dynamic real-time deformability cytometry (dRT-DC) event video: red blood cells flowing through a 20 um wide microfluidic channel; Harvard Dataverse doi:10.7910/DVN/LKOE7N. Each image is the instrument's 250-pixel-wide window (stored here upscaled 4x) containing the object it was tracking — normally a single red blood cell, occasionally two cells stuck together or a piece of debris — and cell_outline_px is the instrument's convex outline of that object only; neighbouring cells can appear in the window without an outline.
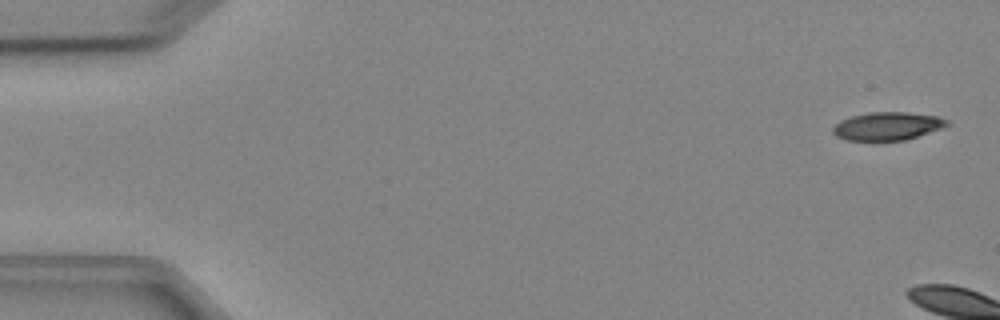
{"species": "Egyptian fruit bat (a non-hibernating species)", "species_latin": "Rousettus aegyptiacus", "temperature_condition": "cold", "stored_images_in_passage": 6, "camera_frame_rate_fps": 3000, "um_per_image_px": 0.085, "animal": {"sex": "female"}, "frame": {"image": 1, "passage_image": 1, "time_ms": 0.0, "image_size_px": [1000, 320], "cell_outline_px": [[952, 124], [904, 140], [844, 140], [836, 136], [832, 132], [832, 128], [840, 120], [852, 116], [868, 112], [908, 112], [940, 116], [948, 120]], "centroid_in_image_um": [75.43, 10.7], "position_along_channel_um": 9.6, "area_um2": 18.67}}